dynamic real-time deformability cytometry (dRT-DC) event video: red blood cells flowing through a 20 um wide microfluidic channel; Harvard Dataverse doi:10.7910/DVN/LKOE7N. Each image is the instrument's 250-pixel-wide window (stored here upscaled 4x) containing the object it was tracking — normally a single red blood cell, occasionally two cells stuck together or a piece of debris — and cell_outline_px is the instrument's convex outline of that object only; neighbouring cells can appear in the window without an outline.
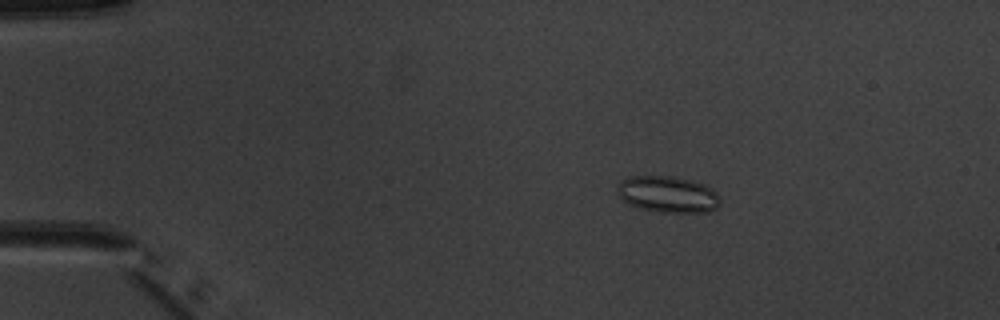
{"species": "common noctule bat (a hibernating species)", "species_latin": "Nyctalus noctula", "temperature_condition": "warm", "stored_images_in_passage": 9, "camera_frame_rate_fps": 3000, "um_per_image_px": 0.085, "animal": {"sex": "male", "body_mass_g": 20.1, "forearm_length_mm": 53.5}, "frame": {"image": 1, "passage_image": 3, "time_ms": 2.0, "image_size_px": [1000, 320], "cell_outline_px": [[720, 204], [716, 208], [708, 212], [656, 212], [640, 208], [628, 204], [620, 196], [616, 188], [628, 176], [672, 176], [692, 180], [704, 184], [712, 188], [720, 196]], "centroid_in_image_um": [56.8, 16.52], "position_along_channel_um": 28.2, "area_um2": 21.91}}
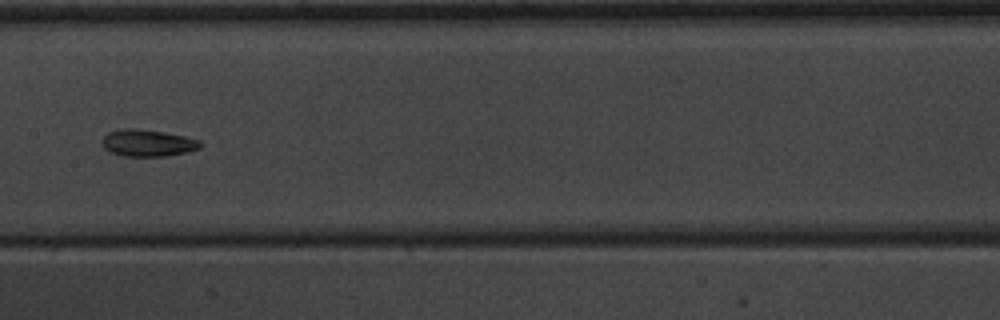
{"frame": {"image": 2, "passage_image": 8, "time_ms": 8.0, "image_size_px": [1000, 320], "cell_outline_px": [[204, 144], [200, 148], [188, 152], [164, 156], [124, 156], [112, 152], [104, 148], [104, 136], [108, 132], [124, 128], [132, 128], [164, 132], [184, 136], [200, 140]], "centroid_in_image_um": [12.61, 12.15], "position_along_channel_um": 194.8, "area_um2": 15.26}}
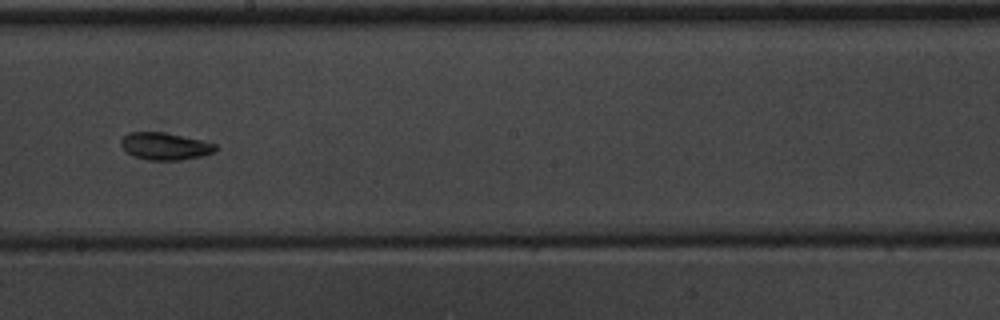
{"frame": {"image": 3, "passage_image": 9, "time_ms": 9.0, "image_size_px": [1000, 320], "cell_outline_px": [[220, 148], [216, 152], [204, 156], [180, 160], [148, 160], [132, 156], [120, 144], [120, 140], [128, 132], [164, 132], [204, 140], [216, 144]], "centroid_in_image_um": [14.09, 12.43], "position_along_channel_um": 234.1, "area_um2": 15.32}}